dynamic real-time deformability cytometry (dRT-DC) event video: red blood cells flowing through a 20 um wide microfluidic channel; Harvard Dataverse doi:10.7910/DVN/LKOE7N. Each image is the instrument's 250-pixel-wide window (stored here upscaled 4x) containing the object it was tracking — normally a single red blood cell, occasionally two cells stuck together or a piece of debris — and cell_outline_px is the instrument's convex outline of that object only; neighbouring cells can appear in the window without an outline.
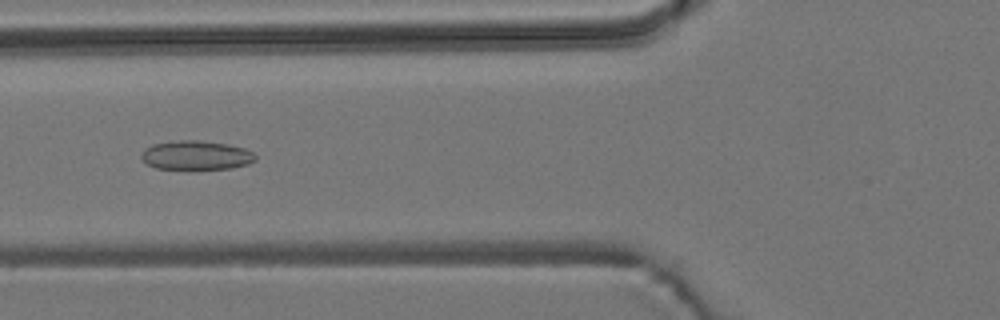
{"species": "common noctule bat (a hibernating species)", "species_latin": "Nyctalus noctula", "temperature_condition": "room temperature", "stored_images_in_passage": 55, "camera_frame_rate_fps": 3000, "um_per_image_px": 0.085, "animal": {"sex": "male", "body_mass_g": 19.2, "forearm_length_mm": 51.8}, "frame": {"image": 1, "passage_image": 21, "time_ms": 6.667, "image_size_px": [1000, 320], "cell_outline_px": [[256, 160], [248, 164], [232, 168], [156, 168], [148, 164], [140, 156], [140, 152], [144, 148], [152, 144], [180, 140], [196, 140], [228, 144], [244, 148], [252, 152], [256, 156]], "centroid_in_image_um": [16.66, 13.18], "position_along_channel_um": 109.1, "area_um2": 19.13}}
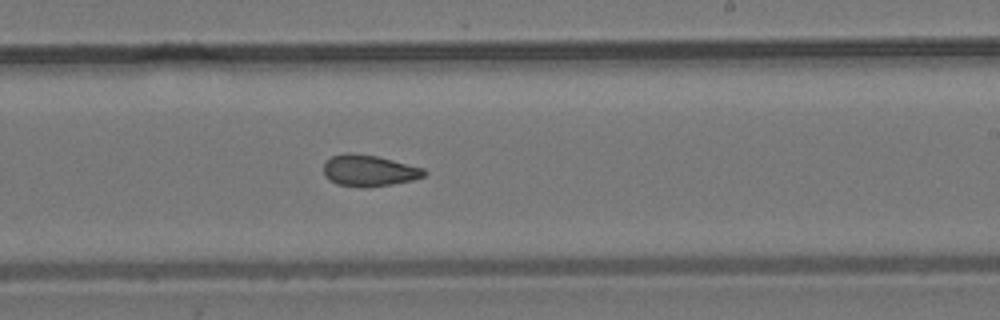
{"frame": {"image": 2, "passage_image": 33, "time_ms": 10.667, "image_size_px": [1000, 320], "cell_outline_px": [[428, 172], [424, 176], [412, 180], [392, 184], [368, 188], [360, 188], [336, 184], [328, 180], [324, 176], [324, 160], [332, 156], [348, 152], [352, 152], [376, 156], [424, 168]], "centroid_in_image_um": [31.32, 14.51], "position_along_channel_um": 257.7, "area_um2": 18.67}}
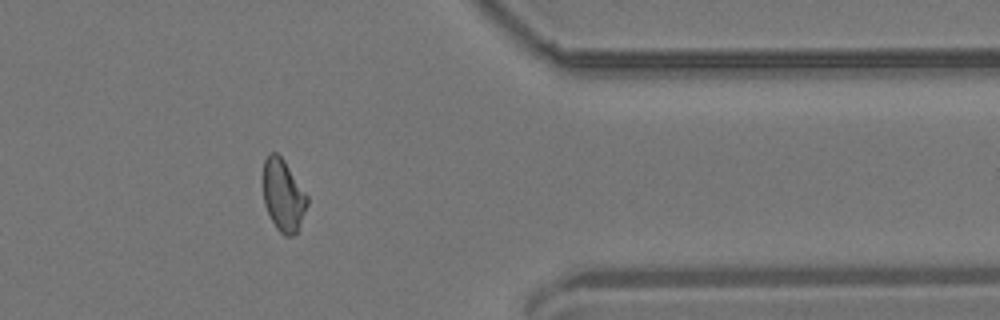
{"frame": {"image": 3, "passage_image": 45, "time_ms": 14.667, "image_size_px": [1000, 320], "cell_outline_px": [[308, 204], [296, 232], [292, 236], [284, 236], [276, 228], [264, 204], [264, 160], [268, 152], [276, 152], [284, 160], [308, 196]], "centroid_in_image_um": [24.08, 16.59], "position_along_channel_um": 387.3, "area_um2": 18.26}, "authors_computed_cell_mechanics": {"area_um2": 19.074, "velocity_mm_per_s": 3.6999, "shape_relaxation_time_tau1_ms": null, "shape_relaxation_time_tau2_ms": 2.9716, "deformation_change_tau1": null, "deformation_change_tau2": 0.0884}}